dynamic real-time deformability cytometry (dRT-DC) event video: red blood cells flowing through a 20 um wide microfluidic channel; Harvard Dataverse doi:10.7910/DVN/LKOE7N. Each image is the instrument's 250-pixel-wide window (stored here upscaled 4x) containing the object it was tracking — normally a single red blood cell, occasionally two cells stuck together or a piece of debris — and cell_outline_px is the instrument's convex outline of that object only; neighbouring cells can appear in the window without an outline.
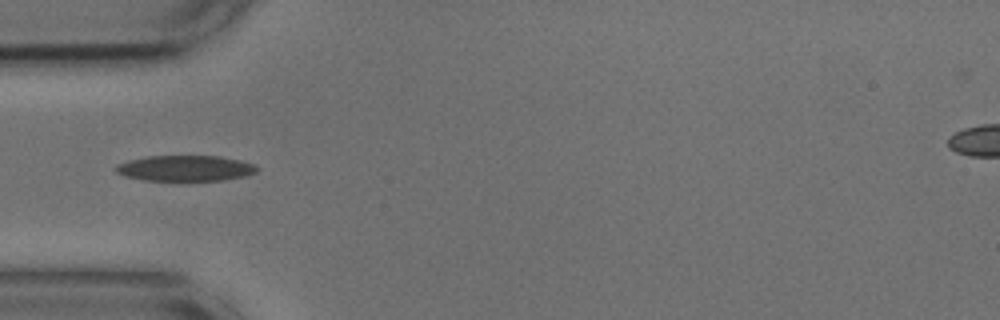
{"species": "common noctule bat (a hibernating species)", "species_latin": "Nyctalus noctula", "temperature_condition": "cold", "stored_images_in_passage": 23, "camera_frame_rate_fps": 3000, "um_per_image_px": 0.085, "animal": {"sex": "male", "body_mass_g": 17.9, "forearm_length_mm": 54.2}, "frame": {"image": 1, "passage_image": 4, "time_ms": 1.0, "image_size_px": [1000, 320], "cell_outline_px": [[260, 168], [256, 172], [244, 176], [220, 180], [144, 180], [124, 176], [116, 172], [116, 164], [128, 160], [148, 156], [220, 156], [240, 160], [256, 164]], "centroid_in_image_um": [15.76, 14.29], "position_along_channel_um": 69.2, "area_um2": 21.1}}
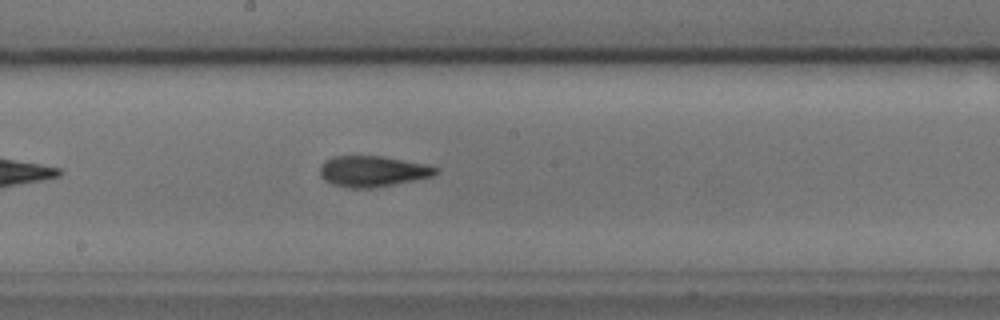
{"frame": {"image": 2, "passage_image": 16, "time_ms": 5.0, "image_size_px": [1000, 320], "cell_outline_px": [[440, 172], [432, 176], [376, 188], [348, 188], [332, 184], [324, 180], [320, 176], [320, 168], [324, 160], [332, 156], [380, 156], [424, 164], [440, 168]], "centroid_in_image_um": [31.65, 14.57], "position_along_channel_um": 216.6, "area_um2": 20.87}}
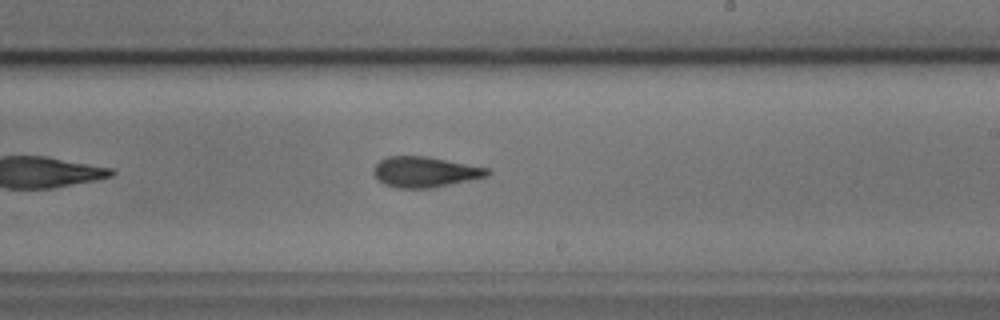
{"frame": {"image": 3, "passage_image": 19, "time_ms": 6.0, "image_size_px": [1000, 320], "cell_outline_px": [[492, 172], [488, 176], [428, 188], [396, 188], [384, 184], [372, 172], [372, 168], [380, 160], [388, 156], [428, 156], [488, 168]], "centroid_in_image_um": [36.1, 14.6], "position_along_channel_um": 252.9, "area_um2": 20.11}}